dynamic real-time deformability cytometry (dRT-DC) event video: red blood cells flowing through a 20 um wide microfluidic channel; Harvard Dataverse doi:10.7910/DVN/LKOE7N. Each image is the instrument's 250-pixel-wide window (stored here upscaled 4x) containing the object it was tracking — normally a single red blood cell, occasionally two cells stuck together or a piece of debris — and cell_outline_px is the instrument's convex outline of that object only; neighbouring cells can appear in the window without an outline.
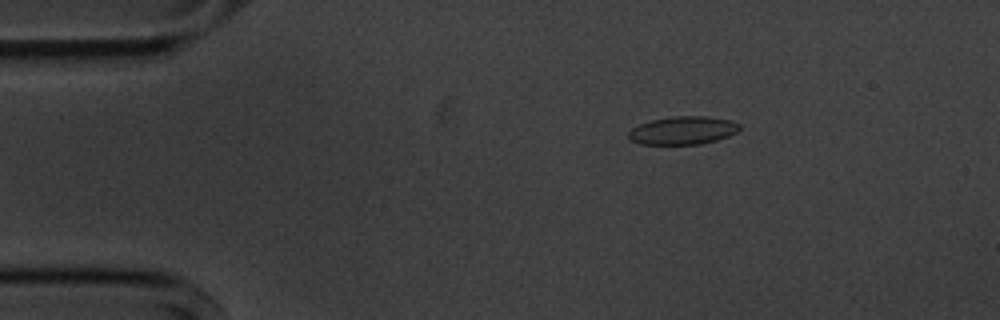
{"species": "common noctule bat (a hibernating species)", "species_latin": "Nyctalus noctula", "temperature_condition": "cold", "stored_images_in_passage": 5, "camera_frame_rate_fps": 3000, "um_per_image_px": 0.085, "animal": {"sex": "male", "body_mass_g": 20.1, "forearm_length_mm": 53.5}, "frame": {"image": 1, "passage_image": 3, "time_ms": 2.333, "image_size_px": [1000, 320], "cell_outline_px": [[740, 128], [736, 132], [728, 136], [716, 140], [700, 144], [640, 144], [632, 140], [628, 136], [628, 132], [632, 128], [640, 124], [652, 120], [672, 116], [708, 116], [728, 120], [740, 124]], "centroid_in_image_um": [58.04, 11.08], "position_along_channel_um": 27.0, "area_um2": 18.03}}
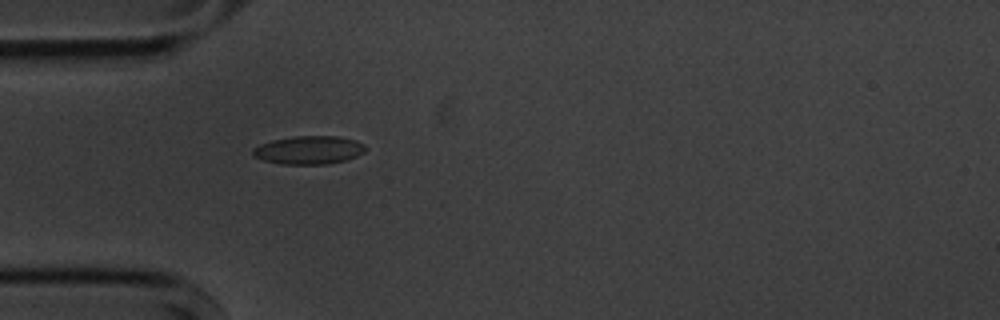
{"frame": {"image": 2, "passage_image": 5, "time_ms": 4.667, "image_size_px": [1000, 320], "cell_outline_px": [[364, 152], [356, 156], [344, 160], [328, 164], [280, 164], [264, 160], [252, 156], [252, 148], [260, 144], [272, 140], [292, 136], [340, 136], [356, 140], [364, 144]], "centroid_in_image_um": [26.22, 12.74], "position_along_channel_um": 58.8, "area_um2": 18.61}}